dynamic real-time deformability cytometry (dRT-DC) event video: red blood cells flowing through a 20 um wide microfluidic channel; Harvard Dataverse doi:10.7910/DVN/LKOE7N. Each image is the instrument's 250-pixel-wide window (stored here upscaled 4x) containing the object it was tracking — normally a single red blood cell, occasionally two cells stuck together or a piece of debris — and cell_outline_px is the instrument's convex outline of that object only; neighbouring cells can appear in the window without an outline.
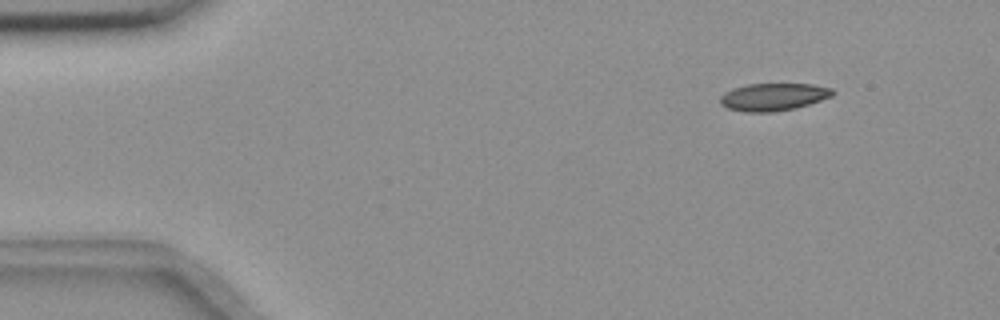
{"species": "common noctule bat (a hibernating species)", "species_latin": "Nyctalus noctula", "temperature_condition": "room temperature", "stored_images_in_passage": 50, "camera_frame_rate_fps": 3000, "um_per_image_px": 0.085, "animal": {"sex": "female", "body_mass_g": 18.4}, "frame": {"image": 1, "passage_image": 1, "time_ms": 0.0, "image_size_px": [1000, 320], "cell_outline_px": [[836, 92], [832, 96], [796, 108], [772, 112], [744, 112], [728, 108], [720, 104], [720, 96], [724, 92], [732, 88], [748, 84], [812, 84], [832, 88]], "centroid_in_image_um": [65.72, 8.23], "position_along_channel_um": 19.3, "area_um2": 18.09}}
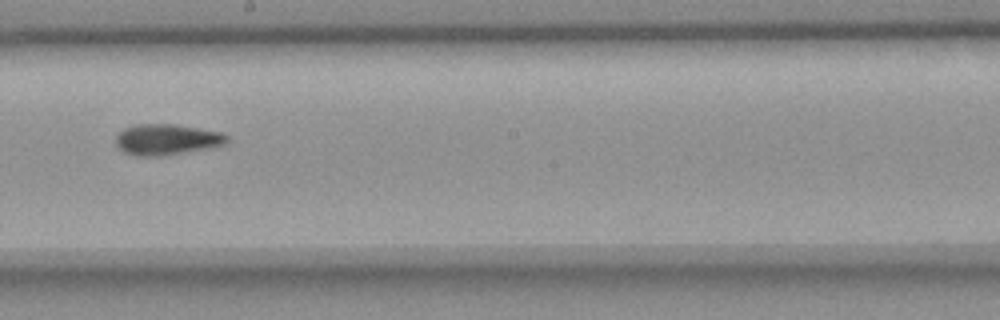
{"frame": {"image": 2, "passage_image": 26, "time_ms": 8.333, "image_size_px": [1000, 320], "cell_outline_px": [[228, 140], [224, 144], [216, 148], [160, 156], [136, 156], [124, 152], [116, 144], [116, 136], [124, 128], [136, 124], [172, 124], [220, 132], [228, 136]], "centroid_in_image_um": [14.19, 11.87], "position_along_channel_um": 234.0, "area_um2": 20.06}}
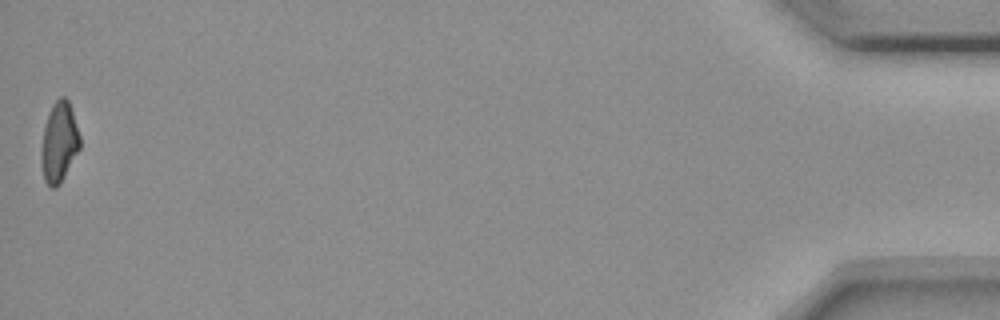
{"frame": {"image": 3, "passage_image": 50, "time_ms": 16.333, "image_size_px": [1000, 320], "cell_outline_px": [[80, 148], [60, 184], [56, 188], [52, 188], [44, 180], [40, 164], [40, 152], [44, 128], [48, 112], [52, 104], [60, 96], [64, 96], [68, 100], [80, 136]], "centroid_in_image_um": [5.0, 12.11], "position_along_channel_um": 430.2, "area_um2": 18.15}, "authors_computed_cell_mechanics": {"area_um2": 18.8428, "velocity_mm_per_s": 3.6594, "shape_relaxation_time_tau1_ms": null, "shape_relaxation_time_tau2_ms": 6.3834, "deformation_change_tau1": null, "deformation_change_tau2": 0.1353}}